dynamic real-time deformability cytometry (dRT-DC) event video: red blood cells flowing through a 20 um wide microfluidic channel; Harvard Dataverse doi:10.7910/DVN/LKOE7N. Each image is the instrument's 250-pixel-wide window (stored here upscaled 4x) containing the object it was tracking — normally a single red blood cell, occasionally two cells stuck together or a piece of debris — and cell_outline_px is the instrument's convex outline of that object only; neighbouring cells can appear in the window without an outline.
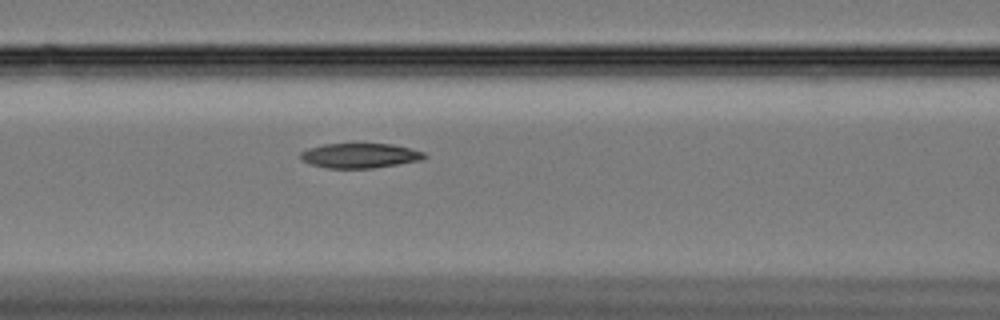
{"species": "Egyptian fruit bat (a non-hibernating species)", "species_latin": "Rousettus aegyptiacus", "temperature_condition": "cold", "stored_images_in_passage": 60, "camera_frame_rate_fps": 3000, "um_per_image_px": 0.085, "animal": {"sex": "female"}, "frame": {"image": 1, "passage_image": 26, "time_ms": 8.333, "image_size_px": [1000, 320], "cell_outline_px": [[428, 156], [420, 160], [372, 168], [328, 168], [312, 164], [300, 160], [300, 152], [308, 148], [324, 144], [392, 144], [424, 152]], "centroid_in_image_um": [30.56, 13.22], "position_along_channel_um": 136.0, "area_um2": 17.69}}
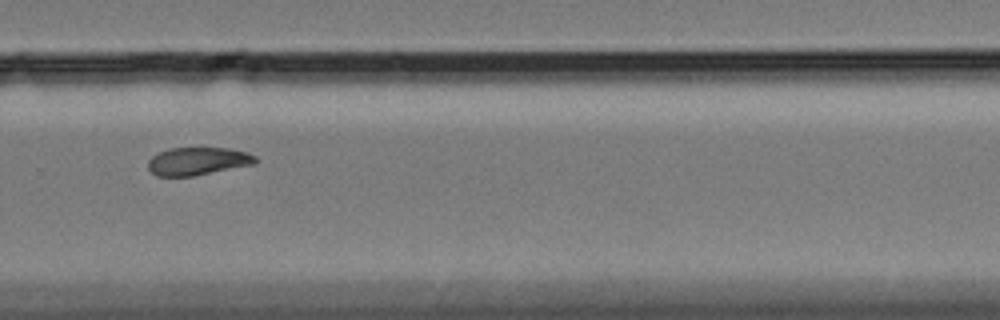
{"frame": {"image": 2, "passage_image": 42, "time_ms": 13.667, "image_size_px": [1000, 320], "cell_outline_px": [[256, 164], [192, 176], [156, 176], [148, 168], [148, 160], [152, 156], [168, 148], [228, 148], [248, 152], [256, 156]], "centroid_in_image_um": [16.82, 13.7], "position_along_channel_um": 313.0, "area_um2": 17.46}}
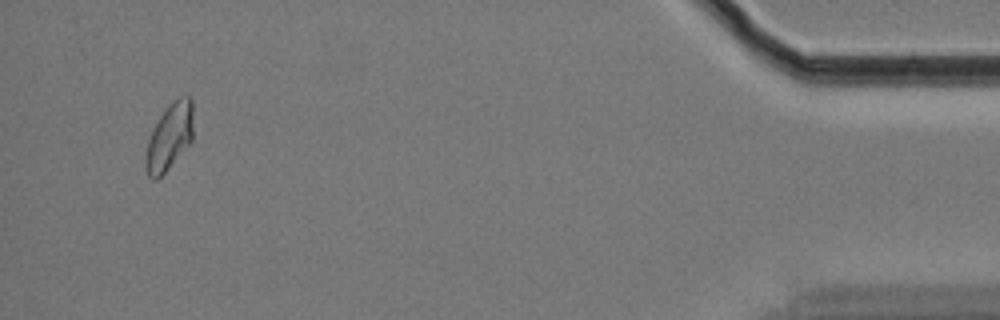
{"frame": {"image": 3, "passage_image": 58, "time_ms": 19.0, "image_size_px": [1000, 320], "cell_outline_px": [[192, 140], [168, 168], [156, 180], [152, 180], [148, 176], [144, 168], [144, 156], [148, 140], [152, 128], [168, 104], [172, 100], [180, 96], [192, 96]], "centroid_in_image_um": [14.37, 11.62], "position_along_channel_um": 420.8, "area_um2": 18.61}, "authors_computed_cell_mechanics": {"area_um2": 18.2937, "velocity_mm_per_s": 3.3291, "shape_relaxation_time_tau1_ms": 9.3207, "shape_relaxation_time_tau2_ms": 7.4881, "deformation_change_tau1": 0.1805, "deformation_change_tau2": 0.1125}}